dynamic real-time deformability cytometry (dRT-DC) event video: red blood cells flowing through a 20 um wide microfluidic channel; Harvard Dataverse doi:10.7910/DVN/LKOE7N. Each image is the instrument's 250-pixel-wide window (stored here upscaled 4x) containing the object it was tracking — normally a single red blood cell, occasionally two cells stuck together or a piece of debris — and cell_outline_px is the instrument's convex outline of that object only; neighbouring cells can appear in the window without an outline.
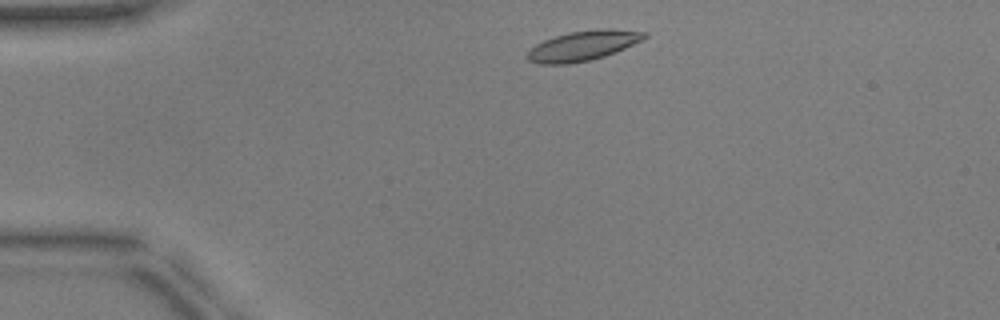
{"species": "common noctule bat (a hibernating species)", "species_latin": "Nyctalus noctula", "temperature_condition": "warm", "stored_images_in_passage": 43, "camera_frame_rate_fps": 3000, "um_per_image_px": 0.085, "animal": {"sex": "male", "body_mass_g": 17.9, "forearm_length_mm": 54.2}, "frame": {"image": 1, "passage_image": 3, "time_ms": 0.667, "image_size_px": [1000, 320], "cell_outline_px": [[648, 36], [644, 40], [604, 56], [588, 60], [568, 64], [536, 64], [528, 60], [524, 56], [536, 44], [544, 40], [556, 36], [572, 32], [596, 28], [612, 28], [648, 32]], "centroid_in_image_um": [49.57, 3.87], "position_along_channel_um": 35.4, "area_um2": 20.46}}
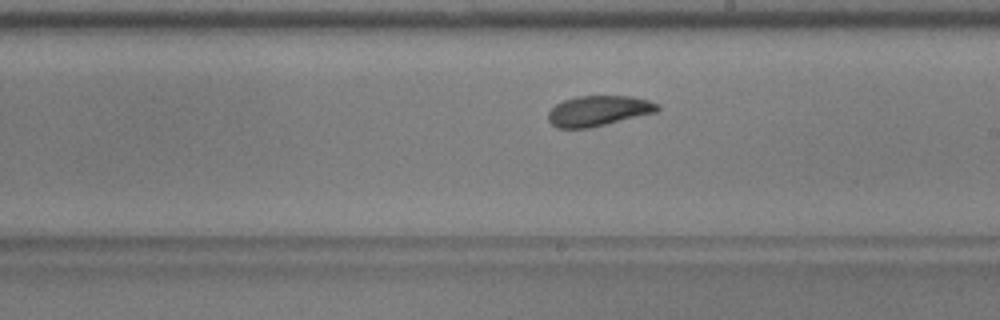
{"frame": {"image": 2, "passage_image": 22, "time_ms": 7.0, "image_size_px": [1000, 320], "cell_outline_px": [[660, 108], [656, 112], [588, 128], [556, 128], [548, 120], [548, 112], [556, 104], [564, 100], [576, 96], [632, 96], [648, 100], [660, 104]], "centroid_in_image_um": [50.86, 9.41], "position_along_channel_um": 238.1, "area_um2": 19.25}}
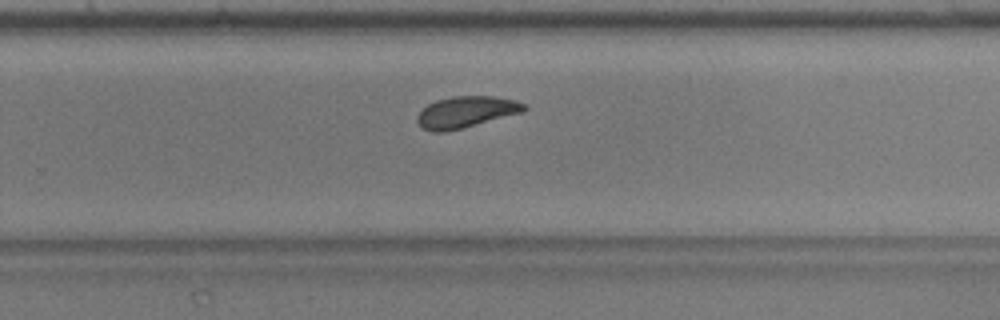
{"frame": {"image": 3, "passage_image": 26, "time_ms": 8.333, "image_size_px": [1000, 320], "cell_outline_px": [[528, 108], [524, 112], [444, 132], [432, 132], [420, 128], [416, 120], [416, 116], [428, 104], [436, 100], [452, 96], [492, 96], [516, 100], [524, 104]], "centroid_in_image_um": [39.59, 9.52], "position_along_channel_um": 290.2, "area_um2": 19.54}, "authors_computed_cell_mechanics": {"area_um2": 19.5942, "velocity_mm_per_s": 3.9123, "shape_relaxation_time_tau1_ms": 3.4511, "shape_relaxation_time_tau2_ms": 2.6381, "deformation_change_tau1": 0.1234, "deformation_change_tau2": 0.0883}}